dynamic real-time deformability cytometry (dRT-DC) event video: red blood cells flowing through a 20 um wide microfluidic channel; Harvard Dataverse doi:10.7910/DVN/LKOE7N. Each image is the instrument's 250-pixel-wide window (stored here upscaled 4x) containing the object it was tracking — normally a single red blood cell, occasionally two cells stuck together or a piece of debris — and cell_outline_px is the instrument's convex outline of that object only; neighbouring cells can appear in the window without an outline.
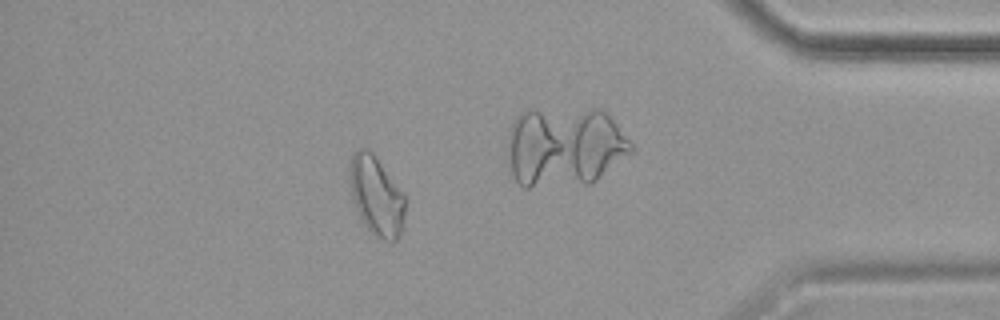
{"species": "common noctule bat (a hibernating species)", "species_latin": "Nyctalus noctula", "temperature_condition": "cold", "stored_images_in_passage": 51, "camera_frame_rate_fps": 3000, "um_per_image_px": 0.085, "animal": {"sex": "female", "body_mass_g": 19.9}, "frame": {"image": 1, "passage_image": 44, "time_ms": 14.333, "image_size_px": [1000, 320], "cell_outline_px": [[404, 212], [400, 236], [392, 244], [376, 236], [364, 224], [356, 208], [352, 196], [352, 156], [360, 148], [368, 148], [372, 152], [404, 192]], "centroid_in_image_um": [32.05, 16.69], "position_along_channel_um": 403.2, "area_um2": 24.91}}